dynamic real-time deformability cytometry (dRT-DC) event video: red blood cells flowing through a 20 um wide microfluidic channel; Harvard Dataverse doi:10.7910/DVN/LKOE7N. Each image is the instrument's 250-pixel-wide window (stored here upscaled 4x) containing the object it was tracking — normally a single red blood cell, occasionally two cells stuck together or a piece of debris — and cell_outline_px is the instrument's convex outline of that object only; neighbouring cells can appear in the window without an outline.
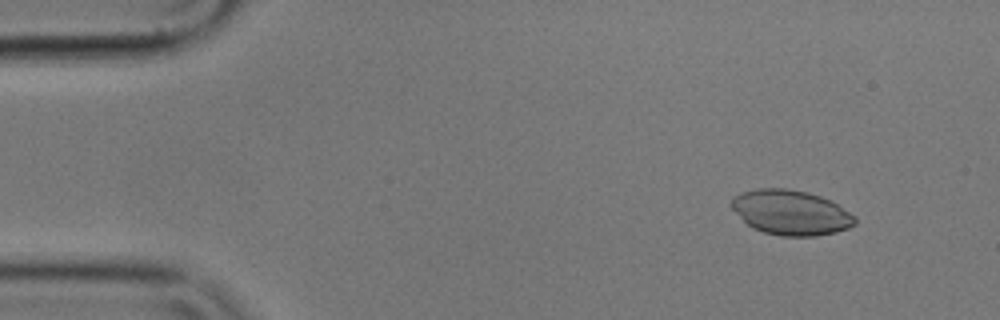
{"species": "common noctule bat (a hibernating species)", "species_latin": "Nyctalus noctula", "temperature_condition": "cold", "stored_images_in_passage": 6, "camera_frame_rate_fps": 3000, "um_per_image_px": 0.085, "animal": {"sex": "male", "body_mass_g": 17.9}, "frame": {"image": 1, "passage_image": 2, "time_ms": 0.333, "image_size_px": [1000, 320], "cell_outline_px": [[856, 224], [848, 228], [836, 232], [816, 236], [780, 236], [764, 232], [752, 228], [728, 204], [732, 196], [740, 192], [756, 188], [784, 188], [808, 192], [820, 196], [836, 204], [856, 216]], "centroid_in_image_um": [67.19, 18.06], "position_along_channel_um": 17.8, "area_um2": 32.43}}